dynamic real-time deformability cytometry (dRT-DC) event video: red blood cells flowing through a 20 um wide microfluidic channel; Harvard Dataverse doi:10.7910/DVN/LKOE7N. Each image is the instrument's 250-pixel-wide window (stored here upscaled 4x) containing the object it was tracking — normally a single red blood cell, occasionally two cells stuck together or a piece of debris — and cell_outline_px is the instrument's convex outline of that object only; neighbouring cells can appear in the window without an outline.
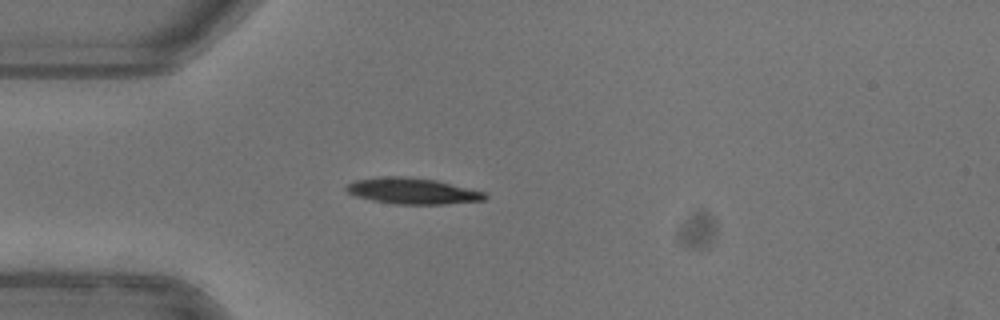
{"species": "common noctule bat (a hibernating species)", "species_latin": "Nyctalus noctula", "temperature_condition": "warm", "stored_images_in_passage": 4, "camera_frame_rate_fps": 3000, "um_per_image_px": 0.085, "animal": {"sex": "female"}, "frame": {"image": 1, "passage_image": 1, "time_ms": 0.0, "image_size_px": [1000, 320], "cell_outline_px": [[488, 196], [484, 200], [444, 204], [396, 204], [372, 200], [356, 196], [348, 192], [344, 188], [348, 184], [356, 180], [380, 176], [400, 176], [436, 180], [484, 192]], "centroid_in_image_um": [35.04, 16.23], "position_along_channel_um": 50.0, "area_um2": 20.87}}